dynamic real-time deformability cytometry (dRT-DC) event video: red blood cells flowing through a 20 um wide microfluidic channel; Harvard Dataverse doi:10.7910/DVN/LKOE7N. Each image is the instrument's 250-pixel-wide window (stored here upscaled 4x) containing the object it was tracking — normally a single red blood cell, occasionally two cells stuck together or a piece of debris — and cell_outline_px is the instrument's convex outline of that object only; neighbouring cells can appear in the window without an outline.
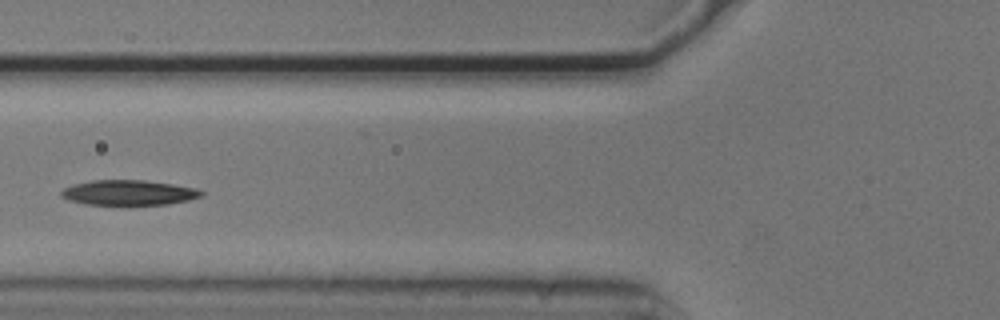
{"species": "common noctule bat (a hibernating species)", "species_latin": "Nyctalus noctula", "temperature_condition": "cold", "stored_images_in_passage": 9, "camera_frame_rate_fps": 3000, "um_per_image_px": 0.085, "animal": {"sex": "male", "body_mass_g": 20.5, "forearm_length_mm": 52.5}, "frame": {"image": 1, "passage_image": 6, "time_ms": 1.667, "image_size_px": [1000, 320], "cell_outline_px": [[204, 192], [200, 196], [188, 200], [168, 204], [84, 204], [60, 196], [60, 192], [64, 188], [72, 184], [92, 180], [144, 180], [172, 184], [196, 188]], "centroid_in_image_um": [10.92, 16.36], "position_along_channel_um": 114.9, "area_um2": 20.23}}
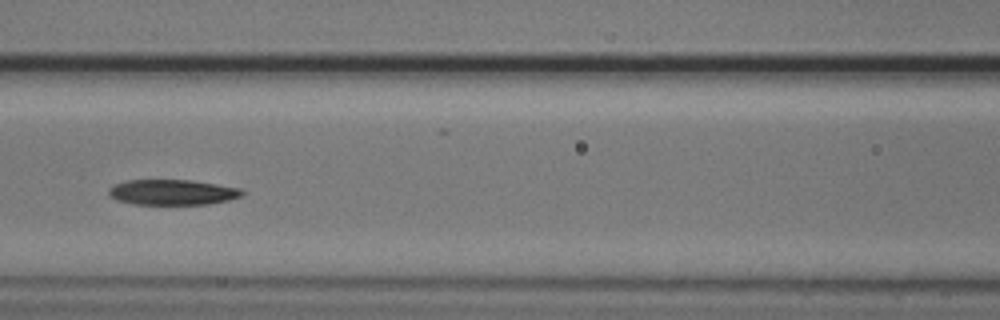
{"frame": {"image": 2, "passage_image": 7, "time_ms": 2.0, "image_size_px": [1000, 320], "cell_outline_px": [[244, 192], [240, 196], [228, 200], [208, 204], [132, 204], [116, 200], [108, 196], [108, 188], [112, 184], [128, 180], [192, 180], [240, 188]], "centroid_in_image_um": [14.58, 16.34], "position_along_channel_um": 152.0, "area_um2": 19.83}}